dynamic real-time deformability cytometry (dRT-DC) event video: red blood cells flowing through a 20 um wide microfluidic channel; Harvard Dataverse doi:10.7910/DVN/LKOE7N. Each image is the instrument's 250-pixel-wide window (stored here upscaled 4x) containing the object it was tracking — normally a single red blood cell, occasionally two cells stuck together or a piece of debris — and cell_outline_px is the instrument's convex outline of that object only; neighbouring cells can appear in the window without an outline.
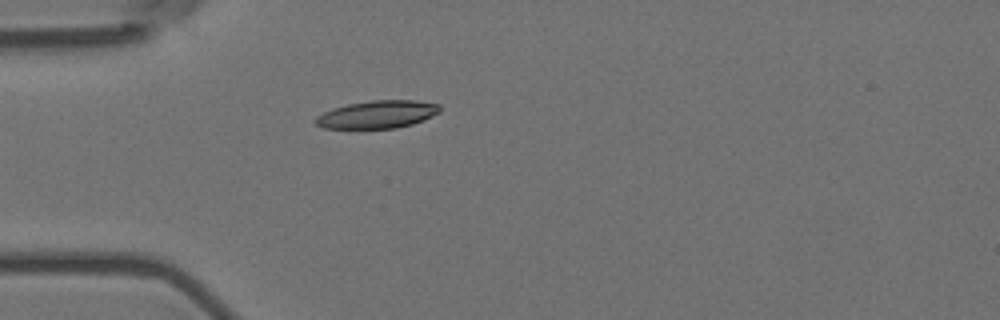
{"species": "Egyptian fruit bat (a non-hibernating species)", "species_latin": "Rousettus aegyptiacus", "temperature_condition": "room temperature", "stored_images_in_passage": 5, "camera_frame_rate_fps": 3000, "um_per_image_px": 0.085, "animal": {"sex": "female"}, "frame": {"image": 1, "passage_image": 5, "time_ms": 1.333, "image_size_px": [1000, 320], "cell_outline_px": [[440, 112], [424, 120], [412, 124], [396, 128], [348, 132], [324, 128], [316, 124], [312, 120], [316, 116], [332, 108], [348, 104], [372, 100], [416, 100], [440, 104]], "centroid_in_image_um": [31.99, 9.78], "position_along_channel_um": 53.0, "area_um2": 21.21}}